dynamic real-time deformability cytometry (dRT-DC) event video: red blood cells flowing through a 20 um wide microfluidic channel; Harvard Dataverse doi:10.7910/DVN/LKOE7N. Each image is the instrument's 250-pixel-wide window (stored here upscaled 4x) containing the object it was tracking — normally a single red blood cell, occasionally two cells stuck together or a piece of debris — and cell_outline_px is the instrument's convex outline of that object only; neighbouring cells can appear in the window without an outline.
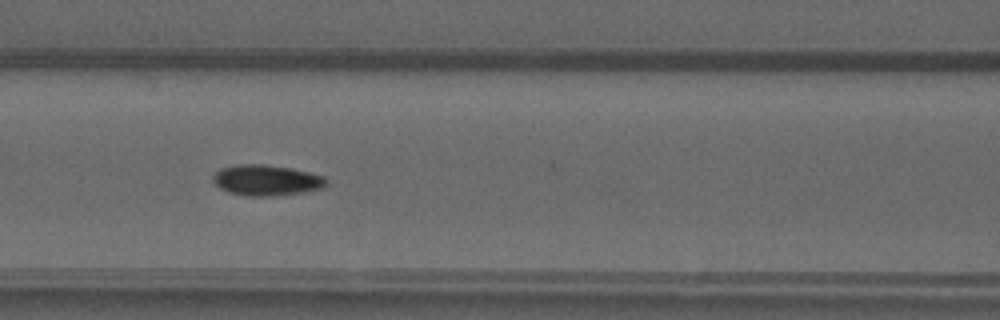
{"species": "common noctule bat (a hibernating species)", "species_latin": "Nyctalus noctula", "temperature_condition": "warm", "stored_images_in_passage": 8, "camera_frame_rate_fps": 3000, "um_per_image_px": 0.085, "animal": {"sex": "male", "forearm_length_mm": 52.5}, "frame": {"image": 1, "passage_image": 6, "time_ms": 1.667, "image_size_px": [1000, 320], "cell_outline_px": [[328, 184], [324, 188], [300, 192], [268, 196], [248, 196], [228, 192], [220, 188], [212, 180], [212, 176], [220, 168], [236, 164], [264, 164], [288, 168], [308, 172], [324, 176], [328, 180]], "centroid_in_image_um": [22.63, 15.31], "position_along_channel_um": 144.0, "area_um2": 20.23}}